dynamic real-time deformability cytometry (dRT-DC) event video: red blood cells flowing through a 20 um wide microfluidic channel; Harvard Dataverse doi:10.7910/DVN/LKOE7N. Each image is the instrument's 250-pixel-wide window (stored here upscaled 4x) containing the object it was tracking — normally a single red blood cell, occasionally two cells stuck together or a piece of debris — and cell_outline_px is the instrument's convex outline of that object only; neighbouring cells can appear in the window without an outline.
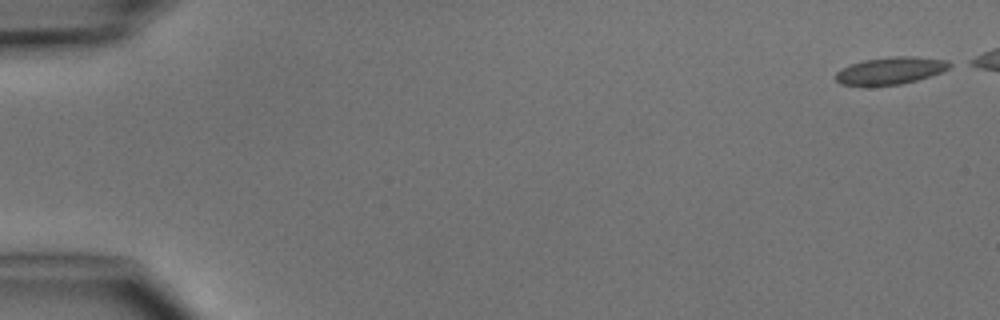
{"species": "common noctule bat (a hibernating species)", "species_latin": "Nyctalus noctula", "temperature_condition": "cold", "stored_images_in_passage": 3, "camera_frame_rate_fps": 3000, "um_per_image_px": 0.085, "animal": {"sex": "male", "body_mass_g": 15.6}, "frame": {"image": 1, "passage_image": 1, "time_ms": 0.0, "image_size_px": [1000, 320], "cell_outline_px": [[956, 64], [940, 72], [916, 80], [900, 84], [860, 88], [840, 84], [836, 80], [836, 72], [852, 64], [864, 60], [896, 56], [912, 56], [948, 60]], "centroid_in_image_um": [75.66, 6.03], "position_along_channel_um": 9.3, "area_um2": 18.38}}